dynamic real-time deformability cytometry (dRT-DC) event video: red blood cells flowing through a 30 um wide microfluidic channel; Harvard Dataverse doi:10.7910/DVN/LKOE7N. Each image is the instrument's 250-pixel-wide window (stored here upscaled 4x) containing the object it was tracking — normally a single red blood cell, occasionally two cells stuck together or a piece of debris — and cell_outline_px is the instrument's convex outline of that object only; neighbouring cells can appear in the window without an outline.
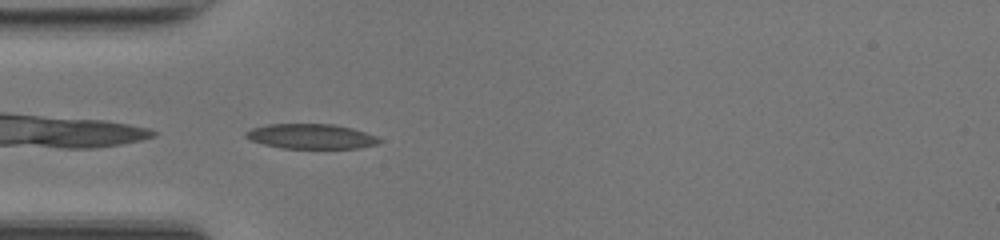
{"species": "common noctule bat (a hibernating species)", "species_latin": "Nyctalus noctula", "temperature_condition": "room temperature", "stored_images_in_passage": 33, "camera_frame_rate_fps": 3000, "um_per_image_px": 0.085, "animal": {"sex": "female", "body_mass_g": 17.0, "forearm_length_mm": 48.0}, "frame": {"image": 1, "passage_image": 1, "time_ms": 0.0, "image_size_px": [1000, 240], "cell_outline_px": [[380, 140], [376, 144], [360, 148], [280, 148], [264, 144], [252, 140], [244, 136], [244, 132], [252, 128], [268, 124], [332, 124], [352, 128], [376, 136]], "centroid_in_image_um": [26.41, 11.59], "position_along_channel_um": 58.6, "area_um2": 19.19}}
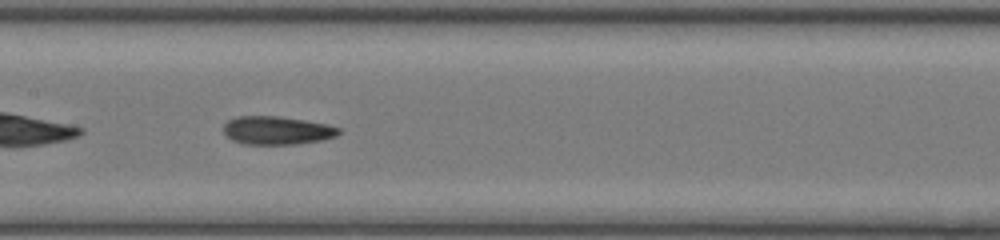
{"frame": {"image": 2, "passage_image": 10, "time_ms": 3.0, "image_size_px": [1000, 240], "cell_outline_px": [[340, 132], [336, 136], [320, 140], [296, 144], [244, 144], [232, 140], [224, 132], [224, 124], [228, 120], [236, 116], [276, 116], [304, 120], [328, 124], [340, 128]], "centroid_in_image_um": [23.53, 11.08], "position_along_channel_um": 183.9, "area_um2": 18.9}}
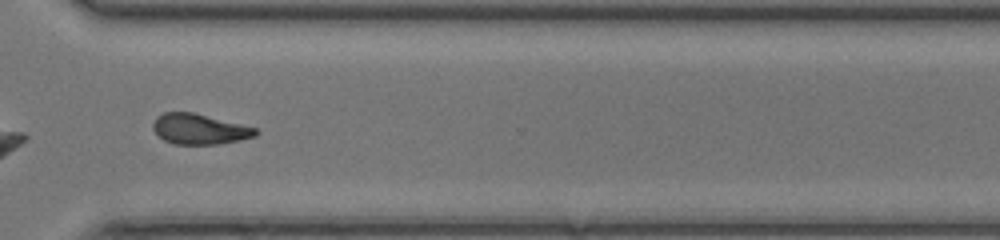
{"frame": {"image": 3, "passage_image": 22, "time_ms": 7.0, "image_size_px": [1000, 240], "cell_outline_px": [[260, 132], [256, 136], [240, 140], [220, 144], [176, 144], [164, 140], [152, 128], [152, 124], [156, 116], [164, 112], [192, 112], [256, 128]], "centroid_in_image_um": [16.95, 10.97], "position_along_channel_um": 353.6, "area_um2": 18.09}, "authors_computed_cell_mechanics": {"area_um2": 18.5538, "velocity_mm_per_s": 4.2543, "shape_relaxation_time_tau1_ms": 5.8893, "shape_relaxation_time_tau2_ms": 2.112, "deformation_change_tau1": 0.1805, "deformation_change_tau2": 0.0878}}